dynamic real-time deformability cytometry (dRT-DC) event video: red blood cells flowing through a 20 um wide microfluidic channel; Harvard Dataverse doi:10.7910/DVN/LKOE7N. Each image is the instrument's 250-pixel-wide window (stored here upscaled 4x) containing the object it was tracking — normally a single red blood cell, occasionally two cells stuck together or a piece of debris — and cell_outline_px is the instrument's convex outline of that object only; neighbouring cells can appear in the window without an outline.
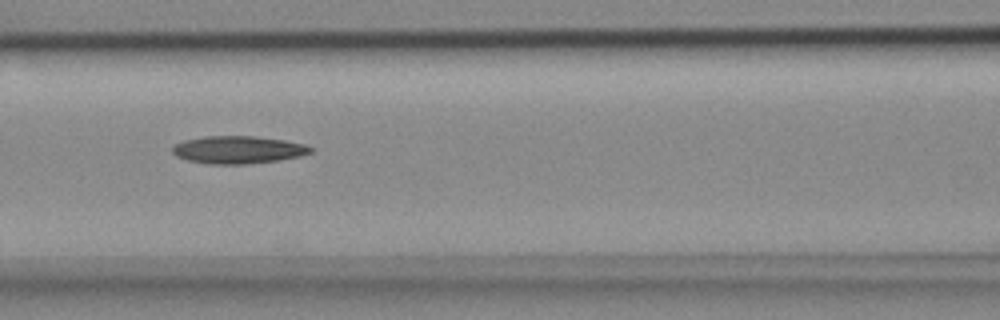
{"species": "common noctule bat (a hibernating species)", "species_latin": "Nyctalus noctula", "temperature_condition": "cold", "stored_images_in_passage": 12, "camera_frame_rate_fps": 3000, "um_per_image_px": 0.085, "animal": {"sex": "female", "body_mass_g": 18.4}, "frame": {"image": 1, "passage_image": 4, "time_ms": 1.0, "image_size_px": [1000, 320], "cell_outline_px": [[312, 152], [300, 156], [276, 160], [244, 164], [208, 164], [188, 160], [176, 156], [172, 152], [172, 148], [176, 144], [184, 140], [204, 136], [252, 136], [284, 140], [304, 144], [312, 148]], "centroid_in_image_um": [20.21, 12.73], "position_along_channel_um": 146.4, "area_um2": 22.02}}
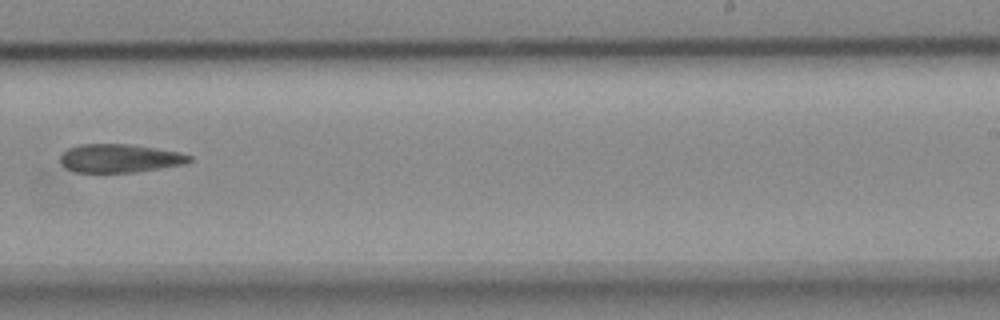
{"frame": {"image": 2, "passage_image": 7, "time_ms": 2.0, "image_size_px": [1000, 320], "cell_outline_px": [[192, 160], [184, 164], [136, 172], [76, 172], [64, 168], [60, 164], [60, 156], [68, 148], [80, 144], [132, 144], [180, 152], [192, 156]], "centroid_in_image_um": [10.16, 13.45], "position_along_channel_um": 278.8, "area_um2": 21.5}}
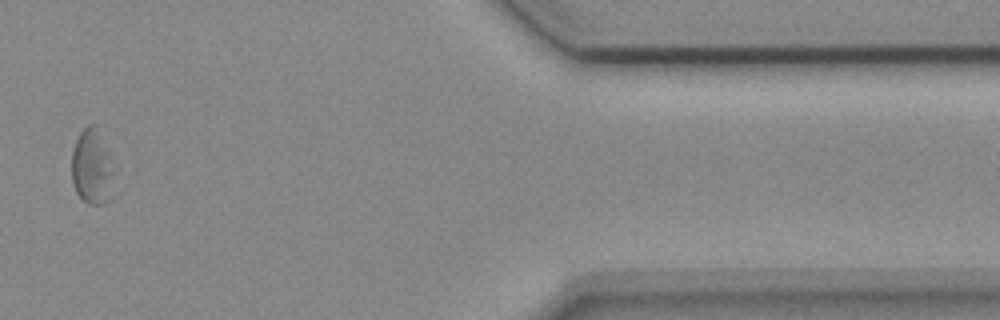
{"frame": {"image": 3, "passage_image": 10, "time_ms": 3.0, "image_size_px": [1000, 320], "cell_outline_px": [[112, 172], [108, 200], [100, 204], [88, 204], [76, 192], [72, 184], [72, 148], [80, 132], [88, 124], [96, 124], [108, 156]], "centroid_in_image_um": [7.74, 14.17], "position_along_channel_um": 403.7, "area_um2": 17.8}}